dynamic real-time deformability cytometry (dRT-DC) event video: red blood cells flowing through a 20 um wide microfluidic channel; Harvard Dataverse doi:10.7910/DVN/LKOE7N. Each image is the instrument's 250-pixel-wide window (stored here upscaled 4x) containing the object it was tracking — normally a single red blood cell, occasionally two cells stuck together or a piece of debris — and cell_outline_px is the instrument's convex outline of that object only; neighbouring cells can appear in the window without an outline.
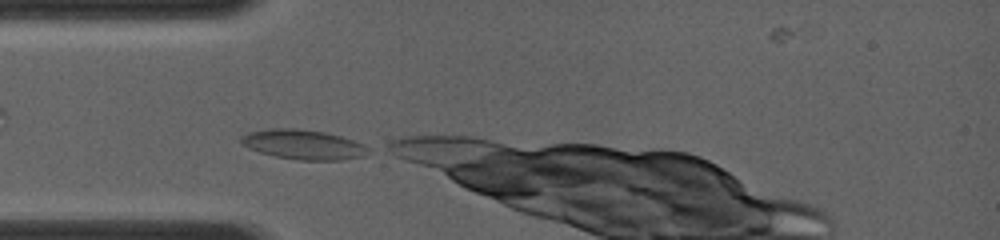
{"species": "common noctule bat (a hibernating species)", "species_latin": "Nyctalus noctula", "temperature_condition": "room temperature", "stored_images_in_passage": 8, "camera_frame_rate_fps": 4000, "um_per_image_px": 0.085, "animal": {"sex": "female", "body_mass_g": 19.0, "forearm_length_mm": 56.7}, "frame": {"image": 1, "passage_image": 7, "time_ms": 4.25, "image_size_px": [1000, 240], "cell_outline_px": [[372, 152], [364, 156], [340, 160], [296, 160], [276, 156], [260, 152], [240, 144], [240, 136], [248, 132], [268, 128], [296, 128], [324, 132], [340, 136], [364, 144], [372, 148]], "centroid_in_image_um": [25.8, 12.28], "position_along_channel_um": 59.2, "area_um2": 22.25}}